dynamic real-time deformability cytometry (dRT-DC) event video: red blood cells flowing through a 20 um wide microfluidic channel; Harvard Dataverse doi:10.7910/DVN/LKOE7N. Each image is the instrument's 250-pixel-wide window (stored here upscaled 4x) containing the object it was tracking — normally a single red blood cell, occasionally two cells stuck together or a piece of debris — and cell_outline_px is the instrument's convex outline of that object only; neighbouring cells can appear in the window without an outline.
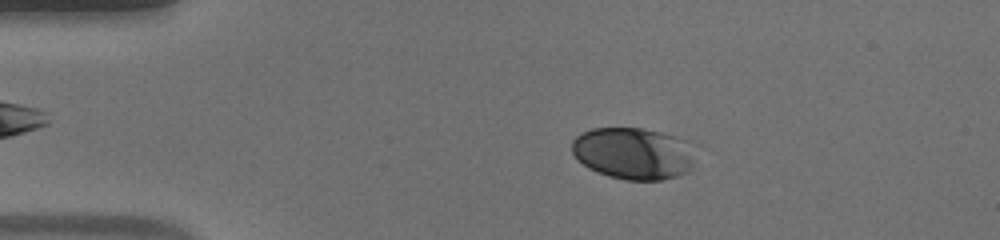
{"species": "human", "species_latin": "Homo sapiens", "temperature_condition": "warm", "stored_images_in_passage": 45, "camera_frame_rate_fps": 3000, "um_per_image_px": 0.085, "donor": {"sex": "male"}, "frame": {"image": 1, "passage_image": 10, "time_ms": 3.0, "image_size_px": [1000, 240], "cell_outline_px": [[700, 144], [692, 168], [688, 172], [676, 176], [660, 180], [624, 180], [608, 176], [596, 172], [588, 168], [572, 152], [572, 140], [576, 136], [592, 128], [640, 128], [660, 132]], "centroid_in_image_um": [53.94, 13.04], "position_along_channel_um": 31.1, "area_um2": 38.09}}
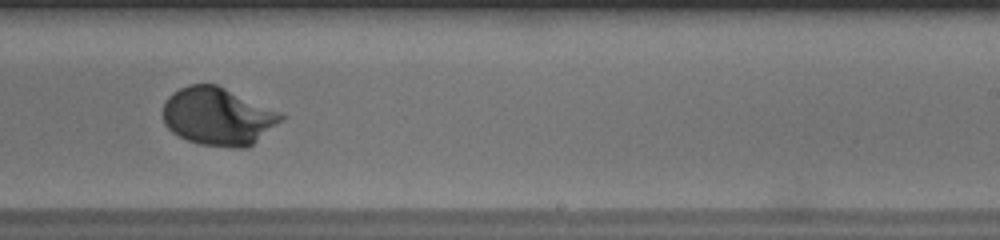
{"frame": {"image": 2, "passage_image": 33, "time_ms": 10.667, "image_size_px": [1000, 240], "cell_outline_px": [[288, 116], [284, 120], [248, 148], [228, 148], [200, 144], [188, 140], [172, 132], [164, 124], [164, 100], [172, 92], [188, 84], [216, 84], [280, 112]], "centroid_in_image_um": [18.55, 9.91], "position_along_channel_um": 270.5, "area_um2": 40.0}}
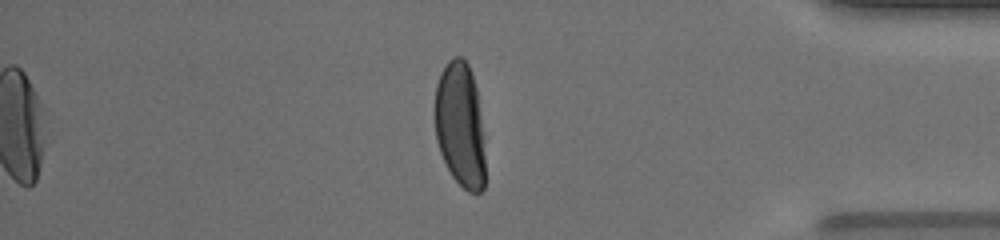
{"frame": {"image": 3, "passage_image": 45, "time_ms": 14.667, "image_size_px": [1000, 240], "cell_outline_px": [[484, 188], [480, 192], [468, 192], [452, 176], [440, 152], [436, 140], [432, 112], [432, 108], [436, 84], [440, 72], [448, 60], [452, 56], [460, 56], [468, 64], [476, 88], [480, 116], [484, 156]], "centroid_in_image_um": [39.05, 10.58], "position_along_channel_um": 396.2, "area_um2": 36.99}, "authors_computed_cell_mechanics": {"area_um2": 38.6104, "velocity_mm_per_s": 3.8515, "shape_relaxation_time_tau1_ms": 2.7506, "shape_relaxation_time_tau2_ms": null, "deformation_change_tau1": 0.1748, "deformation_change_tau2": null}}